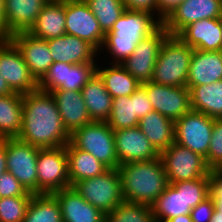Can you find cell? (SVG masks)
Returning <instances> with one entry per match:
<instances>
[{"label": "cell", "instance_id": "cell-40", "mask_svg": "<svg viewBox=\"0 0 222 222\" xmlns=\"http://www.w3.org/2000/svg\"><path fill=\"white\" fill-rule=\"evenodd\" d=\"M34 194L27 192L18 179L6 171L0 176V198L17 197V196H33Z\"/></svg>", "mask_w": 222, "mask_h": 222}, {"label": "cell", "instance_id": "cell-18", "mask_svg": "<svg viewBox=\"0 0 222 222\" xmlns=\"http://www.w3.org/2000/svg\"><path fill=\"white\" fill-rule=\"evenodd\" d=\"M114 141L119 164L148 161L160 155L138 126L114 130Z\"/></svg>", "mask_w": 222, "mask_h": 222}, {"label": "cell", "instance_id": "cell-7", "mask_svg": "<svg viewBox=\"0 0 222 222\" xmlns=\"http://www.w3.org/2000/svg\"><path fill=\"white\" fill-rule=\"evenodd\" d=\"M37 194L70 187L66 147L40 148L37 156Z\"/></svg>", "mask_w": 222, "mask_h": 222}, {"label": "cell", "instance_id": "cell-6", "mask_svg": "<svg viewBox=\"0 0 222 222\" xmlns=\"http://www.w3.org/2000/svg\"><path fill=\"white\" fill-rule=\"evenodd\" d=\"M72 187L105 215L124 201L118 168L108 169L96 177L80 180Z\"/></svg>", "mask_w": 222, "mask_h": 222}, {"label": "cell", "instance_id": "cell-20", "mask_svg": "<svg viewBox=\"0 0 222 222\" xmlns=\"http://www.w3.org/2000/svg\"><path fill=\"white\" fill-rule=\"evenodd\" d=\"M189 47L202 51H221L220 18L202 19L184 27L176 35Z\"/></svg>", "mask_w": 222, "mask_h": 222}, {"label": "cell", "instance_id": "cell-45", "mask_svg": "<svg viewBox=\"0 0 222 222\" xmlns=\"http://www.w3.org/2000/svg\"><path fill=\"white\" fill-rule=\"evenodd\" d=\"M157 1V19L162 23L163 20L184 0H156Z\"/></svg>", "mask_w": 222, "mask_h": 222}, {"label": "cell", "instance_id": "cell-34", "mask_svg": "<svg viewBox=\"0 0 222 222\" xmlns=\"http://www.w3.org/2000/svg\"><path fill=\"white\" fill-rule=\"evenodd\" d=\"M106 122L113 130L138 126L139 119L135 115L134 100H131V95L113 98L111 113Z\"/></svg>", "mask_w": 222, "mask_h": 222}, {"label": "cell", "instance_id": "cell-19", "mask_svg": "<svg viewBox=\"0 0 222 222\" xmlns=\"http://www.w3.org/2000/svg\"><path fill=\"white\" fill-rule=\"evenodd\" d=\"M47 42L53 62L68 64L98 62L96 60L98 59V51L87 41L76 36L64 34L63 36L49 39Z\"/></svg>", "mask_w": 222, "mask_h": 222}, {"label": "cell", "instance_id": "cell-10", "mask_svg": "<svg viewBox=\"0 0 222 222\" xmlns=\"http://www.w3.org/2000/svg\"><path fill=\"white\" fill-rule=\"evenodd\" d=\"M175 143L207 158L214 118L191 110L175 122Z\"/></svg>", "mask_w": 222, "mask_h": 222}, {"label": "cell", "instance_id": "cell-1", "mask_svg": "<svg viewBox=\"0 0 222 222\" xmlns=\"http://www.w3.org/2000/svg\"><path fill=\"white\" fill-rule=\"evenodd\" d=\"M17 139L39 148H56L70 142L50 92L37 89L23 94L22 128Z\"/></svg>", "mask_w": 222, "mask_h": 222}, {"label": "cell", "instance_id": "cell-13", "mask_svg": "<svg viewBox=\"0 0 222 222\" xmlns=\"http://www.w3.org/2000/svg\"><path fill=\"white\" fill-rule=\"evenodd\" d=\"M65 19L66 34L85 40L100 51L105 33L84 0H65Z\"/></svg>", "mask_w": 222, "mask_h": 222}, {"label": "cell", "instance_id": "cell-21", "mask_svg": "<svg viewBox=\"0 0 222 222\" xmlns=\"http://www.w3.org/2000/svg\"><path fill=\"white\" fill-rule=\"evenodd\" d=\"M52 195L60 205L63 222H106V215L88 203L73 187Z\"/></svg>", "mask_w": 222, "mask_h": 222}, {"label": "cell", "instance_id": "cell-3", "mask_svg": "<svg viewBox=\"0 0 222 222\" xmlns=\"http://www.w3.org/2000/svg\"><path fill=\"white\" fill-rule=\"evenodd\" d=\"M122 197L131 203L152 205L169 185L159 157L139 162L120 164Z\"/></svg>", "mask_w": 222, "mask_h": 222}, {"label": "cell", "instance_id": "cell-17", "mask_svg": "<svg viewBox=\"0 0 222 222\" xmlns=\"http://www.w3.org/2000/svg\"><path fill=\"white\" fill-rule=\"evenodd\" d=\"M9 40L18 48L31 74L39 82L54 63L47 40L28 31L12 34Z\"/></svg>", "mask_w": 222, "mask_h": 222}, {"label": "cell", "instance_id": "cell-46", "mask_svg": "<svg viewBox=\"0 0 222 222\" xmlns=\"http://www.w3.org/2000/svg\"><path fill=\"white\" fill-rule=\"evenodd\" d=\"M10 37L5 20V0H0V41H7Z\"/></svg>", "mask_w": 222, "mask_h": 222}, {"label": "cell", "instance_id": "cell-33", "mask_svg": "<svg viewBox=\"0 0 222 222\" xmlns=\"http://www.w3.org/2000/svg\"><path fill=\"white\" fill-rule=\"evenodd\" d=\"M23 222H63L60 205L52 194H35Z\"/></svg>", "mask_w": 222, "mask_h": 222}, {"label": "cell", "instance_id": "cell-51", "mask_svg": "<svg viewBox=\"0 0 222 222\" xmlns=\"http://www.w3.org/2000/svg\"><path fill=\"white\" fill-rule=\"evenodd\" d=\"M220 27H221V31H222V15L220 17ZM221 51H222V41H221Z\"/></svg>", "mask_w": 222, "mask_h": 222}, {"label": "cell", "instance_id": "cell-39", "mask_svg": "<svg viewBox=\"0 0 222 222\" xmlns=\"http://www.w3.org/2000/svg\"><path fill=\"white\" fill-rule=\"evenodd\" d=\"M206 165L210 170L222 169V119H214Z\"/></svg>", "mask_w": 222, "mask_h": 222}, {"label": "cell", "instance_id": "cell-41", "mask_svg": "<svg viewBox=\"0 0 222 222\" xmlns=\"http://www.w3.org/2000/svg\"><path fill=\"white\" fill-rule=\"evenodd\" d=\"M209 197L213 200L219 215H222V169L209 171Z\"/></svg>", "mask_w": 222, "mask_h": 222}, {"label": "cell", "instance_id": "cell-24", "mask_svg": "<svg viewBox=\"0 0 222 222\" xmlns=\"http://www.w3.org/2000/svg\"><path fill=\"white\" fill-rule=\"evenodd\" d=\"M65 0H49L28 31L33 36L49 40L66 34Z\"/></svg>", "mask_w": 222, "mask_h": 222}, {"label": "cell", "instance_id": "cell-2", "mask_svg": "<svg viewBox=\"0 0 222 222\" xmlns=\"http://www.w3.org/2000/svg\"><path fill=\"white\" fill-rule=\"evenodd\" d=\"M162 23L156 16L144 11L125 10L105 33L103 45L98 52L112 56L110 64H121L136 49V45L152 34ZM105 49V50H104Z\"/></svg>", "mask_w": 222, "mask_h": 222}, {"label": "cell", "instance_id": "cell-47", "mask_svg": "<svg viewBox=\"0 0 222 222\" xmlns=\"http://www.w3.org/2000/svg\"><path fill=\"white\" fill-rule=\"evenodd\" d=\"M6 145L0 140V176L7 171Z\"/></svg>", "mask_w": 222, "mask_h": 222}, {"label": "cell", "instance_id": "cell-29", "mask_svg": "<svg viewBox=\"0 0 222 222\" xmlns=\"http://www.w3.org/2000/svg\"><path fill=\"white\" fill-rule=\"evenodd\" d=\"M191 108L214 119H222V80L190 90Z\"/></svg>", "mask_w": 222, "mask_h": 222}, {"label": "cell", "instance_id": "cell-37", "mask_svg": "<svg viewBox=\"0 0 222 222\" xmlns=\"http://www.w3.org/2000/svg\"><path fill=\"white\" fill-rule=\"evenodd\" d=\"M32 196L0 198V222H23Z\"/></svg>", "mask_w": 222, "mask_h": 222}, {"label": "cell", "instance_id": "cell-9", "mask_svg": "<svg viewBox=\"0 0 222 222\" xmlns=\"http://www.w3.org/2000/svg\"><path fill=\"white\" fill-rule=\"evenodd\" d=\"M6 145L7 171L13 174L27 192L37 194V156L39 147L17 138L0 139Z\"/></svg>", "mask_w": 222, "mask_h": 222}, {"label": "cell", "instance_id": "cell-15", "mask_svg": "<svg viewBox=\"0 0 222 222\" xmlns=\"http://www.w3.org/2000/svg\"><path fill=\"white\" fill-rule=\"evenodd\" d=\"M153 110L174 122L192 110L190 91L186 86H167L152 81L141 84Z\"/></svg>", "mask_w": 222, "mask_h": 222}, {"label": "cell", "instance_id": "cell-23", "mask_svg": "<svg viewBox=\"0 0 222 222\" xmlns=\"http://www.w3.org/2000/svg\"><path fill=\"white\" fill-rule=\"evenodd\" d=\"M222 80V51L194 49L187 76L186 87L208 85Z\"/></svg>", "mask_w": 222, "mask_h": 222}, {"label": "cell", "instance_id": "cell-14", "mask_svg": "<svg viewBox=\"0 0 222 222\" xmlns=\"http://www.w3.org/2000/svg\"><path fill=\"white\" fill-rule=\"evenodd\" d=\"M0 75L13 92L27 94L38 89V81L10 40L0 41Z\"/></svg>", "mask_w": 222, "mask_h": 222}, {"label": "cell", "instance_id": "cell-30", "mask_svg": "<svg viewBox=\"0 0 222 222\" xmlns=\"http://www.w3.org/2000/svg\"><path fill=\"white\" fill-rule=\"evenodd\" d=\"M23 94L0 96V139L17 138L22 128Z\"/></svg>", "mask_w": 222, "mask_h": 222}, {"label": "cell", "instance_id": "cell-38", "mask_svg": "<svg viewBox=\"0 0 222 222\" xmlns=\"http://www.w3.org/2000/svg\"><path fill=\"white\" fill-rule=\"evenodd\" d=\"M173 185L177 189L184 190L185 204L189 205L190 209L209 197V174L195 180L176 182Z\"/></svg>", "mask_w": 222, "mask_h": 222}, {"label": "cell", "instance_id": "cell-5", "mask_svg": "<svg viewBox=\"0 0 222 222\" xmlns=\"http://www.w3.org/2000/svg\"><path fill=\"white\" fill-rule=\"evenodd\" d=\"M70 142L78 149L92 154L109 169L120 165L116 155L114 130L104 121H92L76 129Z\"/></svg>", "mask_w": 222, "mask_h": 222}, {"label": "cell", "instance_id": "cell-16", "mask_svg": "<svg viewBox=\"0 0 222 222\" xmlns=\"http://www.w3.org/2000/svg\"><path fill=\"white\" fill-rule=\"evenodd\" d=\"M221 15V0H184L169 13L162 25L169 35L176 36L195 21L220 18Z\"/></svg>", "mask_w": 222, "mask_h": 222}, {"label": "cell", "instance_id": "cell-11", "mask_svg": "<svg viewBox=\"0 0 222 222\" xmlns=\"http://www.w3.org/2000/svg\"><path fill=\"white\" fill-rule=\"evenodd\" d=\"M169 36L161 24L152 34L142 39L121 66L140 84L152 80V74L163 41Z\"/></svg>", "mask_w": 222, "mask_h": 222}, {"label": "cell", "instance_id": "cell-43", "mask_svg": "<svg viewBox=\"0 0 222 222\" xmlns=\"http://www.w3.org/2000/svg\"><path fill=\"white\" fill-rule=\"evenodd\" d=\"M215 210L213 200L208 197L190 210L192 222H209Z\"/></svg>", "mask_w": 222, "mask_h": 222}, {"label": "cell", "instance_id": "cell-26", "mask_svg": "<svg viewBox=\"0 0 222 222\" xmlns=\"http://www.w3.org/2000/svg\"><path fill=\"white\" fill-rule=\"evenodd\" d=\"M138 127L159 153L175 142L174 121L155 110L141 118Z\"/></svg>", "mask_w": 222, "mask_h": 222}, {"label": "cell", "instance_id": "cell-8", "mask_svg": "<svg viewBox=\"0 0 222 222\" xmlns=\"http://www.w3.org/2000/svg\"><path fill=\"white\" fill-rule=\"evenodd\" d=\"M159 156L169 184L199 179L210 171L204 157L175 142Z\"/></svg>", "mask_w": 222, "mask_h": 222}, {"label": "cell", "instance_id": "cell-22", "mask_svg": "<svg viewBox=\"0 0 222 222\" xmlns=\"http://www.w3.org/2000/svg\"><path fill=\"white\" fill-rule=\"evenodd\" d=\"M64 128L71 135L76 129L92 122L81 91L53 90Z\"/></svg>", "mask_w": 222, "mask_h": 222}, {"label": "cell", "instance_id": "cell-4", "mask_svg": "<svg viewBox=\"0 0 222 222\" xmlns=\"http://www.w3.org/2000/svg\"><path fill=\"white\" fill-rule=\"evenodd\" d=\"M193 51L177 36L169 35L160 48L151 81L167 86H186Z\"/></svg>", "mask_w": 222, "mask_h": 222}, {"label": "cell", "instance_id": "cell-44", "mask_svg": "<svg viewBox=\"0 0 222 222\" xmlns=\"http://www.w3.org/2000/svg\"><path fill=\"white\" fill-rule=\"evenodd\" d=\"M125 10L144 11L157 18V1L156 0H122Z\"/></svg>", "mask_w": 222, "mask_h": 222}, {"label": "cell", "instance_id": "cell-27", "mask_svg": "<svg viewBox=\"0 0 222 222\" xmlns=\"http://www.w3.org/2000/svg\"><path fill=\"white\" fill-rule=\"evenodd\" d=\"M81 93L91 120L106 122L111 113L113 98L97 73L84 85Z\"/></svg>", "mask_w": 222, "mask_h": 222}, {"label": "cell", "instance_id": "cell-48", "mask_svg": "<svg viewBox=\"0 0 222 222\" xmlns=\"http://www.w3.org/2000/svg\"><path fill=\"white\" fill-rule=\"evenodd\" d=\"M14 93L4 78L0 75V96Z\"/></svg>", "mask_w": 222, "mask_h": 222}, {"label": "cell", "instance_id": "cell-35", "mask_svg": "<svg viewBox=\"0 0 222 222\" xmlns=\"http://www.w3.org/2000/svg\"><path fill=\"white\" fill-rule=\"evenodd\" d=\"M94 13L100 28L104 33L109 32L114 23L125 11L122 0H84Z\"/></svg>", "mask_w": 222, "mask_h": 222}, {"label": "cell", "instance_id": "cell-36", "mask_svg": "<svg viewBox=\"0 0 222 222\" xmlns=\"http://www.w3.org/2000/svg\"><path fill=\"white\" fill-rule=\"evenodd\" d=\"M106 222H156L152 207L143 203L123 201L106 215Z\"/></svg>", "mask_w": 222, "mask_h": 222}, {"label": "cell", "instance_id": "cell-49", "mask_svg": "<svg viewBox=\"0 0 222 222\" xmlns=\"http://www.w3.org/2000/svg\"><path fill=\"white\" fill-rule=\"evenodd\" d=\"M167 222H192V219L190 214H183L172 217Z\"/></svg>", "mask_w": 222, "mask_h": 222}, {"label": "cell", "instance_id": "cell-25", "mask_svg": "<svg viewBox=\"0 0 222 222\" xmlns=\"http://www.w3.org/2000/svg\"><path fill=\"white\" fill-rule=\"evenodd\" d=\"M49 0H5V20L10 35L29 31Z\"/></svg>", "mask_w": 222, "mask_h": 222}, {"label": "cell", "instance_id": "cell-12", "mask_svg": "<svg viewBox=\"0 0 222 222\" xmlns=\"http://www.w3.org/2000/svg\"><path fill=\"white\" fill-rule=\"evenodd\" d=\"M97 63L68 64L54 62L44 77L38 82V89L81 91L95 75Z\"/></svg>", "mask_w": 222, "mask_h": 222}, {"label": "cell", "instance_id": "cell-32", "mask_svg": "<svg viewBox=\"0 0 222 222\" xmlns=\"http://www.w3.org/2000/svg\"><path fill=\"white\" fill-rule=\"evenodd\" d=\"M156 222H167L172 217L190 214L189 205L185 204L184 190L169 184L165 191L151 205Z\"/></svg>", "mask_w": 222, "mask_h": 222}, {"label": "cell", "instance_id": "cell-42", "mask_svg": "<svg viewBox=\"0 0 222 222\" xmlns=\"http://www.w3.org/2000/svg\"><path fill=\"white\" fill-rule=\"evenodd\" d=\"M131 100H134L135 115L139 120L153 111L152 104L142 86L131 95Z\"/></svg>", "mask_w": 222, "mask_h": 222}, {"label": "cell", "instance_id": "cell-50", "mask_svg": "<svg viewBox=\"0 0 222 222\" xmlns=\"http://www.w3.org/2000/svg\"><path fill=\"white\" fill-rule=\"evenodd\" d=\"M209 222H222V215H219V211L216 209L213 212V216Z\"/></svg>", "mask_w": 222, "mask_h": 222}, {"label": "cell", "instance_id": "cell-28", "mask_svg": "<svg viewBox=\"0 0 222 222\" xmlns=\"http://www.w3.org/2000/svg\"><path fill=\"white\" fill-rule=\"evenodd\" d=\"M65 147L70 187L80 180L96 177L109 169L92 154L76 148L71 142Z\"/></svg>", "mask_w": 222, "mask_h": 222}, {"label": "cell", "instance_id": "cell-31", "mask_svg": "<svg viewBox=\"0 0 222 222\" xmlns=\"http://www.w3.org/2000/svg\"><path fill=\"white\" fill-rule=\"evenodd\" d=\"M102 68L97 64L96 73L103 80L106 90L112 96H130L141 84L127 72L121 64H109V66Z\"/></svg>", "mask_w": 222, "mask_h": 222}]
</instances>
